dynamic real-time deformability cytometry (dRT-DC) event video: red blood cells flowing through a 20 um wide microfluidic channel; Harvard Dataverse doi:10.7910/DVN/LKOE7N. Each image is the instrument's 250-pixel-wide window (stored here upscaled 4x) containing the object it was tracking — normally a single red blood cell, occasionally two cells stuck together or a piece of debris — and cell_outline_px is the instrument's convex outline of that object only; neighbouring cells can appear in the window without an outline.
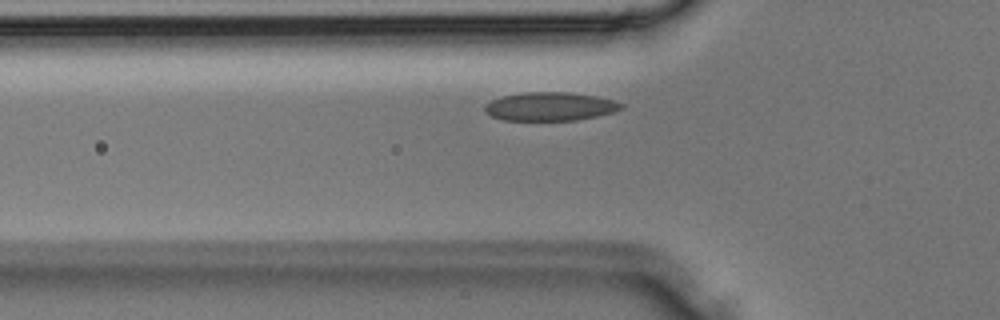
{"species": "Egyptian fruit bat (a non-hibernating species)", "species_latin": "Rousettus aegyptiacus", "temperature_condition": "room temperature", "stored_images_in_passage": 30, "camera_frame_rate_fps": 3000, "um_per_image_px": 0.085, "animal": {"sex": "male"}, "frame": {"image": 1, "passage_image": 5, "time_ms": 1.333, "image_size_px": [1000, 320], "cell_outline_px": [[624, 108], [612, 112], [596, 116], [576, 120], [504, 120], [492, 116], [484, 112], [484, 104], [492, 100], [504, 96], [524, 92], [568, 92], [596, 96], [616, 100], [624, 104]], "centroid_in_image_um": [46.77, 9.04], "position_along_channel_um": 79.0, "area_um2": 22.72}}
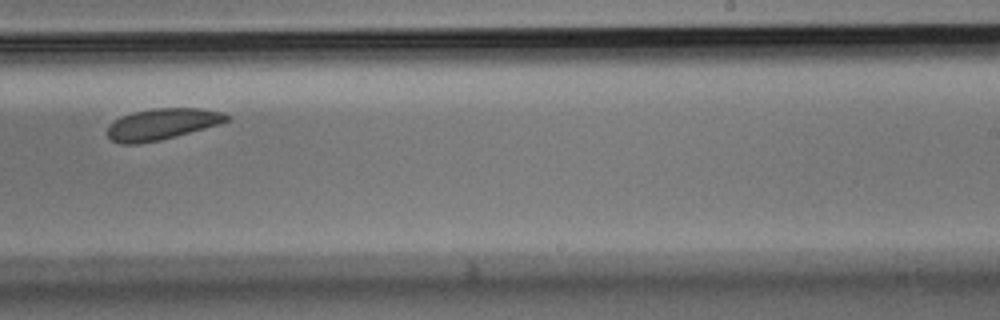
{"frame": {"image": 2, "passage_image": 16, "time_ms": 5.0, "image_size_px": [1000, 320], "cell_outline_px": [[232, 116], [228, 120], [220, 124], [160, 140], [136, 144], [120, 144], [112, 140], [108, 136], [108, 128], [120, 116], [132, 112], [152, 108], [200, 108], [224, 112]], "centroid_in_image_um": [13.8, 10.54], "position_along_channel_um": 275.2, "area_um2": 21.68}}
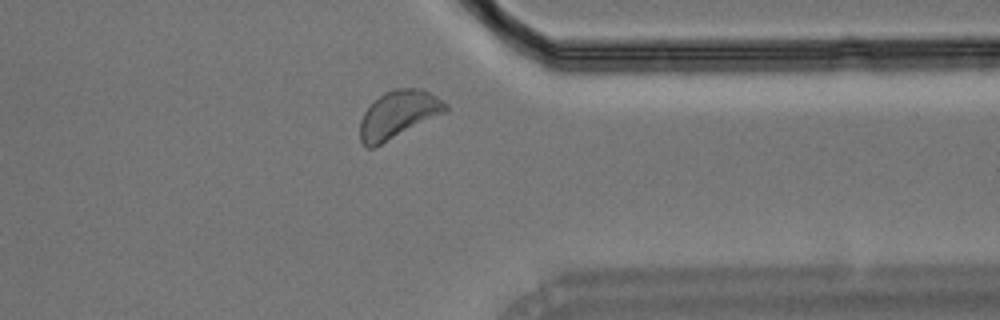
{"frame": {"image": 3, "passage_image": 22, "time_ms": 7.0, "image_size_px": [1000, 320], "cell_outline_px": [[448, 108], [444, 112], [372, 148], [364, 148], [360, 140], [360, 120], [364, 112], [384, 92], [392, 88], [420, 88], [436, 96], [448, 104]], "centroid_in_image_um": [33.82, 9.71], "position_along_channel_um": 377.6, "area_um2": 23.12}}